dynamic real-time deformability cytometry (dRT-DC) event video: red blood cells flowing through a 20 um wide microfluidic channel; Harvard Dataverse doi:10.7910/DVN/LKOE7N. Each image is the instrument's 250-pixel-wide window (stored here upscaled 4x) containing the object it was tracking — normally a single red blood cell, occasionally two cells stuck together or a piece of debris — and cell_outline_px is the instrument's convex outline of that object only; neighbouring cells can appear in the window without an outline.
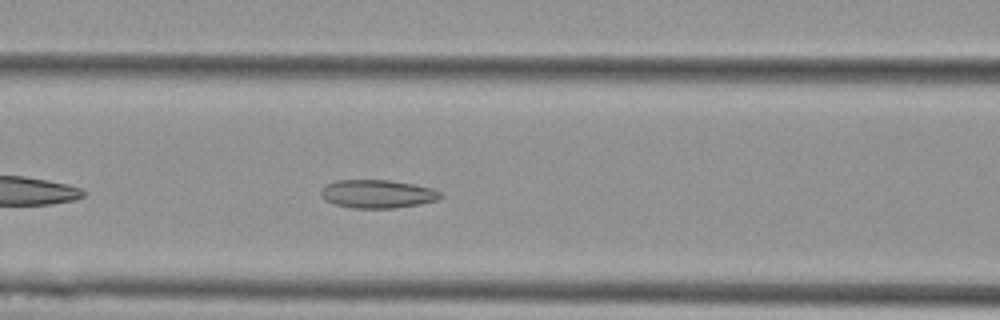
{"species": "Egyptian fruit bat (a non-hibernating species)", "species_latin": "Rousettus aegyptiacus", "temperature_condition": "cold", "stored_images_in_passage": 40, "camera_frame_rate_fps": 3000, "um_per_image_px": 0.085, "animal": {"sex": "female"}, "frame": {"image": 1, "passage_image": 9, "time_ms": 2.667, "image_size_px": [1000, 320], "cell_outline_px": [[440, 196], [436, 200], [420, 204], [392, 208], [352, 208], [336, 204], [324, 200], [320, 196], [320, 192], [328, 184], [336, 180], [388, 180], [412, 184], [432, 188], [440, 192]], "centroid_in_image_um": [32.05, 16.48], "position_along_channel_um": 134.6, "area_um2": 19.48}}
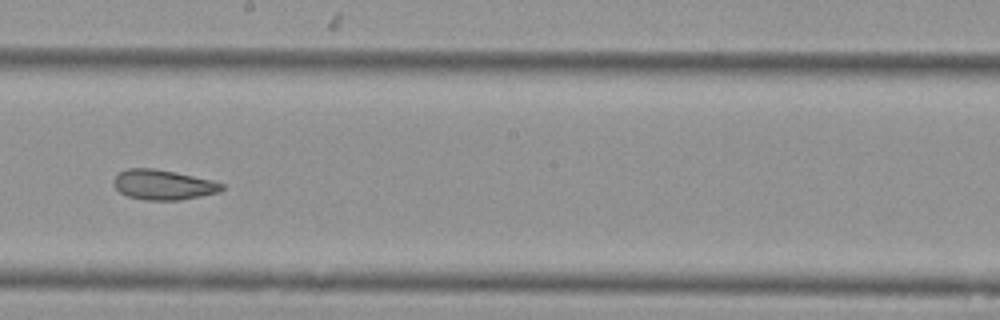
{"frame": {"image": 2, "passage_image": 17, "time_ms": 5.333, "image_size_px": [1000, 320], "cell_outline_px": [[224, 188], [220, 192], [180, 200], [144, 200], [128, 196], [120, 192], [116, 188], [112, 180], [120, 172], [128, 168], [152, 168], [212, 180], [224, 184]], "centroid_in_image_um": [13.87, 15.71], "position_along_channel_um": 234.3, "area_um2": 18.73}}
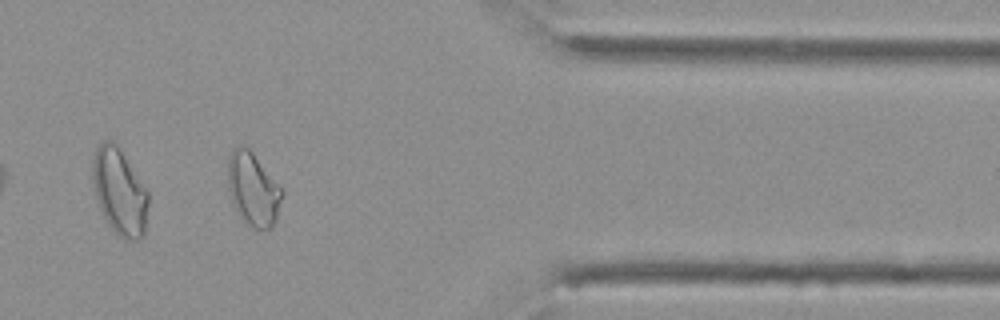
{"frame": {"image": 3, "passage_image": 31, "time_ms": 10.0, "image_size_px": [1000, 320], "cell_outline_px": [[284, 192], [276, 220], [268, 228], [252, 228], [236, 212], [228, 188], [228, 156], [232, 148], [236, 144], [240, 144], [248, 148], [252, 152], [284, 188]], "centroid_in_image_um": [21.52, 16.03], "position_along_channel_um": 389.9, "area_um2": 23.35}, "authors_computed_cell_mechanics": {"area_um2": 19.9988, "velocity_mm_per_s": 3.7578, "shape_relaxation_time_tau1_ms": null, "shape_relaxation_time_tau2_ms": 2.466, "deformation_change_tau1": null, "deformation_change_tau2": 0.0838}}